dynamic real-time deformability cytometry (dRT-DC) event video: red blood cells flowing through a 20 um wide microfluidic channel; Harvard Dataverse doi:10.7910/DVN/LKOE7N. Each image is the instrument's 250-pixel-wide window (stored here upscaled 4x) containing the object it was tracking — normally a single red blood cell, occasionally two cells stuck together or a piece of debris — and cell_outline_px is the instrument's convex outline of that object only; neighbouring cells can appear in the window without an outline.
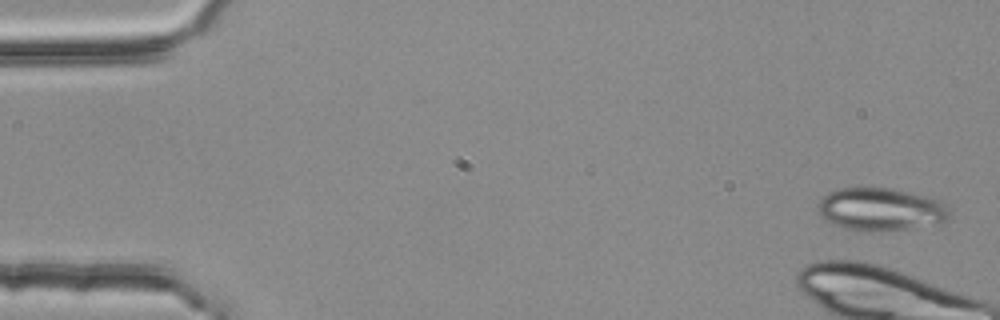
{"species": "common noctule bat (a hibernating species)", "species_latin": "Nyctalus noctula", "temperature_condition": "room temperature", "stored_images_in_passage": 3, "camera_frame_rate_fps": 3000, "um_per_image_px": 0.085, "animal": {"sex": "female", "body_mass_g": 25.1}, "frame": {"image": 1, "passage_image": 1, "time_ms": 0.0, "image_size_px": [1000, 320], "cell_outline_px": [[948, 220], [944, 224], [880, 232], [864, 232], [844, 228], [824, 220], [820, 212], [820, 200], [828, 192], [840, 188], [888, 188], [908, 192], [940, 200], [948, 204]], "centroid_in_image_um": [74.92, 17.82], "position_along_channel_um": 10.1, "area_um2": 33.06}}